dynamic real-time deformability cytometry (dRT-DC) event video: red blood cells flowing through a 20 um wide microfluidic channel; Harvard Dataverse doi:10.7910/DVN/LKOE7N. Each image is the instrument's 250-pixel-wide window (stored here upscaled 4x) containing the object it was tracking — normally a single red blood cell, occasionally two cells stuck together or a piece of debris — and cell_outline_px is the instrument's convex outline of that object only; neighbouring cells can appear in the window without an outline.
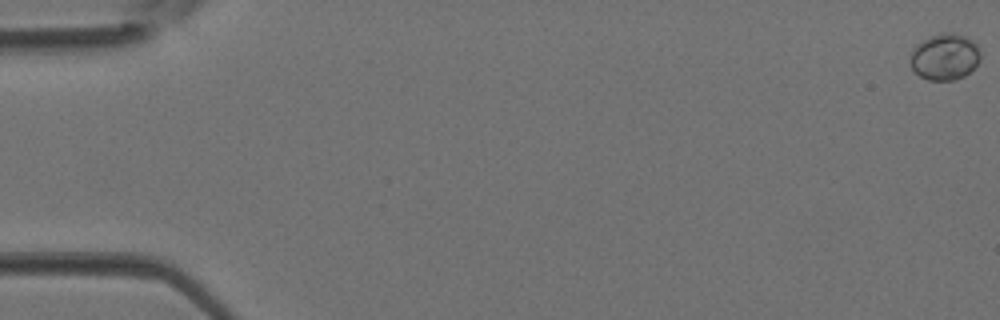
{"species": "Egyptian fruit bat (a non-hibernating species)", "species_latin": "Rousettus aegyptiacus", "temperature_condition": "room temperature", "stored_images_in_passage": 4, "camera_frame_rate_fps": 3000, "um_per_image_px": 0.085, "animal": {"sex": "female"}, "frame": {"image": 1, "passage_image": 1, "time_ms": 0.0, "image_size_px": [1000, 320], "cell_outline_px": [[980, 60], [964, 76], [956, 80], [928, 80], [920, 76], [912, 68], [908, 60], [912, 52], [924, 40], [932, 36], [944, 32], [952, 32], [968, 36], [976, 44], [980, 52]], "centroid_in_image_um": [80.32, 4.83], "position_along_channel_um": 4.7, "area_um2": 18.84}}